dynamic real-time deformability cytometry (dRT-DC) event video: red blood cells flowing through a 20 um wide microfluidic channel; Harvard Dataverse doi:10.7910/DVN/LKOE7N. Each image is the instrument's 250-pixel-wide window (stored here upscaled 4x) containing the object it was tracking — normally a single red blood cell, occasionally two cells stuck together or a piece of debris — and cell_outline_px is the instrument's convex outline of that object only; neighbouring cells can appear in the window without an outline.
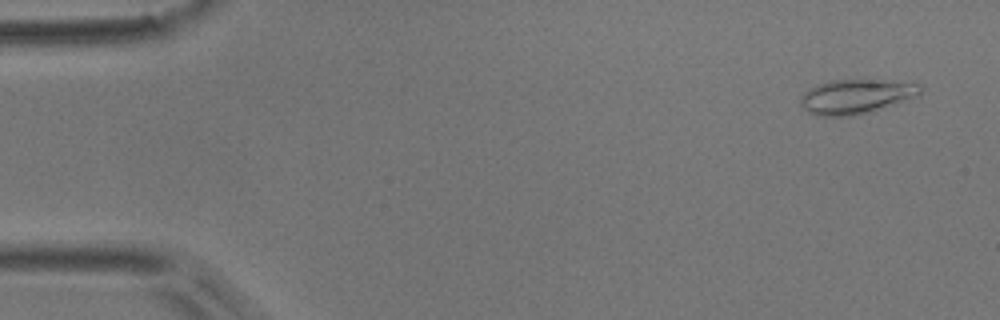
{"species": "common noctule bat (a hibernating species)", "species_latin": "Nyctalus noctula", "temperature_condition": "room temperature", "stored_images_in_passage": 5, "camera_frame_rate_fps": 3000, "um_per_image_px": 0.085, "animal": {"sex": "male", "body_mass_g": 17.9}, "frame": {"image": 1, "passage_image": 1, "time_ms": 0.0, "image_size_px": [1000, 320], "cell_outline_px": [[924, 88], [920, 96], [852, 116], [812, 116], [800, 104], [800, 96], [808, 88], [832, 80], [880, 80], [920, 84]], "centroid_in_image_um": [72.74, 8.2], "position_along_channel_um": 12.3, "area_um2": 23.99}}